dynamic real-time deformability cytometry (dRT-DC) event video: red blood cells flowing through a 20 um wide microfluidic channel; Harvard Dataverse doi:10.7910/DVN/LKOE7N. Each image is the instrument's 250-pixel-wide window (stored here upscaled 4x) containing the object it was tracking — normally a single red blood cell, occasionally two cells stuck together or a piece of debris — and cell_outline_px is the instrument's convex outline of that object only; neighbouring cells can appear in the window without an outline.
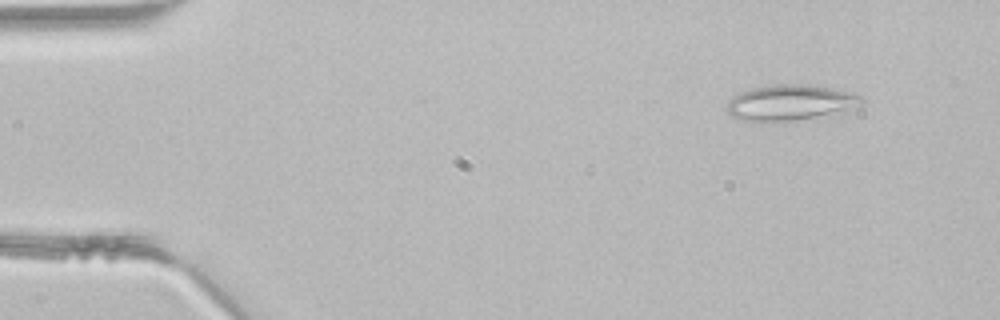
{"species": "common noctule bat (a hibernating species)", "species_latin": "Nyctalus noctula", "temperature_condition": "room temperature", "stored_images_in_passage": 44, "camera_frame_rate_fps": 3000, "um_per_image_px": 0.085, "animal": {"sex": "male", "body_mass_g": 21.5, "forearm_length_mm": 52.0}, "frame": {"image": 1, "passage_image": 4, "time_ms": 1.0, "image_size_px": [1000, 320], "cell_outline_px": [[864, 100], [860, 104], [816, 116], [796, 120], [768, 124], [740, 120], [732, 116], [728, 112], [728, 100], [732, 96], [740, 92], [752, 88], [776, 84], [808, 84], [856, 92]], "centroid_in_image_um": [67.07, 8.72], "position_along_channel_um": 17.9, "area_um2": 27.98}}
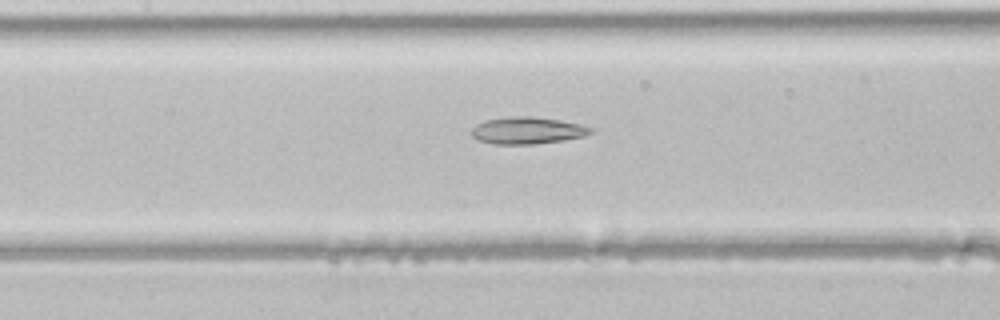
{"frame": {"image": 2, "passage_image": 20, "time_ms": 6.333, "image_size_px": [1000, 320], "cell_outline_px": [[592, 132], [584, 136], [536, 144], [492, 144], [476, 140], [472, 136], [472, 128], [476, 124], [484, 120], [512, 116], [532, 116], [560, 120], [580, 124], [592, 128]], "centroid_in_image_um": [44.77, 11.09], "position_along_channel_um": 162.6, "area_um2": 18.73}}
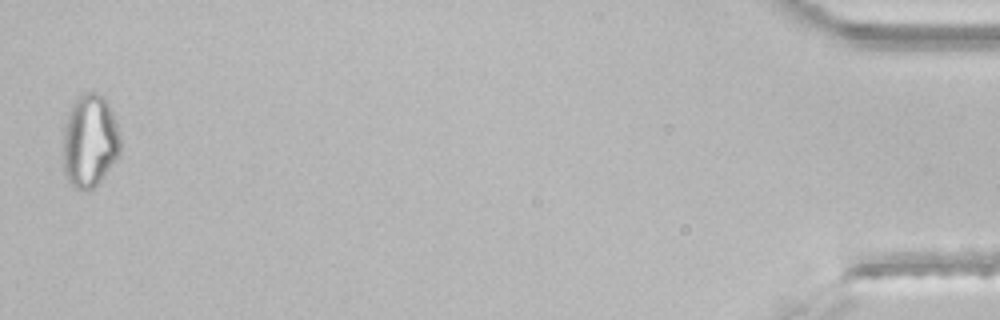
{"frame": {"image": 3, "passage_image": 44, "time_ms": 14.333, "image_size_px": [1000, 320], "cell_outline_px": [[120, 152], [100, 184], [92, 192], [76, 188], [64, 176], [64, 124], [68, 112], [72, 104], [84, 92], [96, 92], [104, 96], [112, 112], [120, 132]], "centroid_in_image_um": [7.64, 12.02], "position_along_channel_um": 427.6, "area_um2": 31.39}}